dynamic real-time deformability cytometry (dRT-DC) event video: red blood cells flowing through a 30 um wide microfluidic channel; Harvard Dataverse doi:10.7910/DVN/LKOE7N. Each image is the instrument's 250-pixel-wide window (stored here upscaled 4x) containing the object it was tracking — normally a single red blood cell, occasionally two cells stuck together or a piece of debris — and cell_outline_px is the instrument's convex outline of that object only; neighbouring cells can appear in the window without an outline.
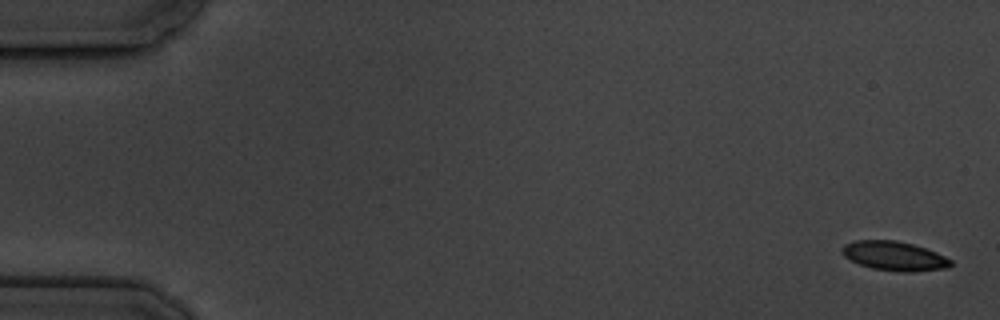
{"species": "common noctule bat (a hibernating species)", "species_latin": "Nyctalus noctula", "temperature_condition": "cold", "stored_images_in_passage": 6, "camera_frame_rate_fps": 3000, "um_per_image_px": 0.085, "animal": {"sex": "male", "body_mass_g": 19.5, "forearm_length_mm": 54.6}, "frame": {"image": 1, "passage_image": 1, "time_ms": 0.0, "image_size_px": [1000, 320], "cell_outline_px": [[952, 264], [948, 268], [912, 272], [896, 272], [872, 268], [860, 264], [844, 256], [840, 252], [840, 248], [844, 244], [856, 240], [896, 240], [912, 244], [936, 252], [952, 260]], "centroid_in_image_um": [76.0, 21.76], "position_along_channel_um": 9.0, "area_um2": 18.61}}